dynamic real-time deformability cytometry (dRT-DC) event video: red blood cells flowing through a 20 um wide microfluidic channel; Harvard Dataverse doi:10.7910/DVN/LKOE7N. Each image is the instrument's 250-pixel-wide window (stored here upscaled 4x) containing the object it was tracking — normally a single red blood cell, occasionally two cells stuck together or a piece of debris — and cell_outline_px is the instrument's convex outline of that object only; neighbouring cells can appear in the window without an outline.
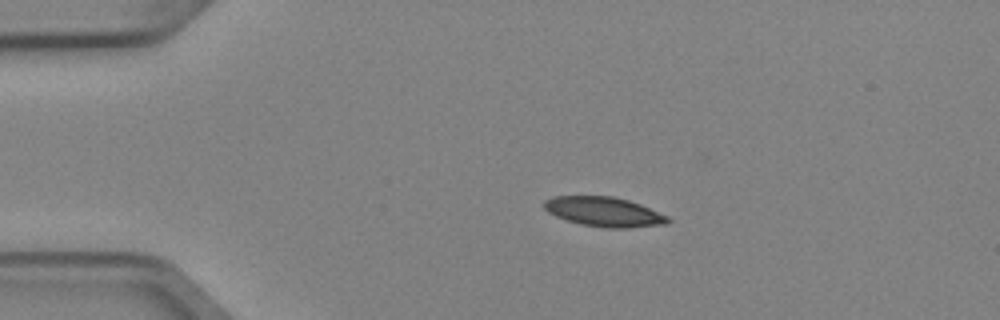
{"species": "Egyptian fruit bat (a non-hibernating species)", "species_latin": "Rousettus aegyptiacus", "temperature_condition": "cold", "stored_images_in_passage": 3, "camera_frame_rate_fps": 3000, "um_per_image_px": 0.085, "animal": {"sex": "female"}, "frame": {"image": 1, "passage_image": 2, "time_ms": 0.333, "image_size_px": [1000, 320], "cell_outline_px": [[672, 220], [668, 224], [624, 228], [608, 228], [580, 224], [556, 216], [548, 212], [544, 208], [544, 200], [552, 196], [612, 196], [628, 200], [640, 204], [668, 216]], "centroid_in_image_um": [51.35, 18.0], "position_along_channel_um": 33.6, "area_um2": 21.33}}